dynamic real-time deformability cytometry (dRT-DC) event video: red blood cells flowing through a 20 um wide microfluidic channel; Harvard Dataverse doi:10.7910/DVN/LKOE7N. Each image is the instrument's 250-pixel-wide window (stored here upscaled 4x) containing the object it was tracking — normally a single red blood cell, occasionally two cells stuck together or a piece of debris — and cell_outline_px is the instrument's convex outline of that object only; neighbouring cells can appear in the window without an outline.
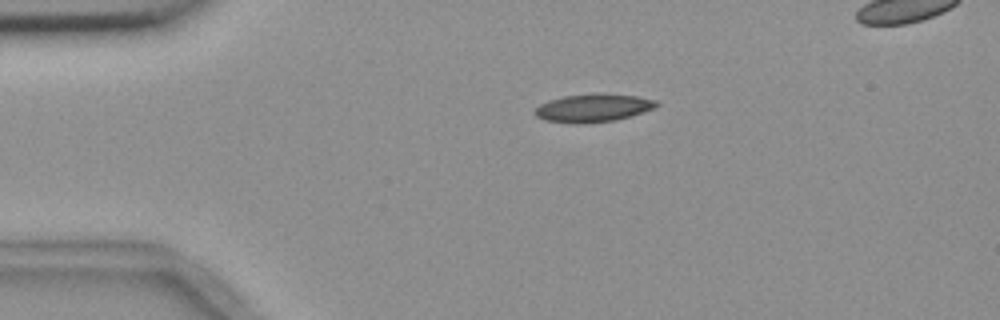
{"species": "common noctule bat (a hibernating species)", "species_latin": "Nyctalus noctula", "temperature_condition": "room temperature", "stored_images_in_passage": 3, "segment_of_instrument_passage": [1, 2], "camera_frame_rate_fps": 3000, "um_per_image_px": 0.085, "animal": {"sex": "female", "body_mass_g": 18.4}, "frame": {"image": 1, "passage_image": 1, "time_ms": 0.0, "image_size_px": [1000, 320], "cell_outline_px": [[660, 104], [656, 108], [616, 120], [580, 124], [572, 124], [544, 120], [536, 116], [532, 112], [540, 104], [548, 100], [564, 96], [596, 92], [636, 96], [656, 100]], "centroid_in_image_um": [50.4, 9.17], "position_along_channel_um": 34.6, "area_um2": 20.23}}